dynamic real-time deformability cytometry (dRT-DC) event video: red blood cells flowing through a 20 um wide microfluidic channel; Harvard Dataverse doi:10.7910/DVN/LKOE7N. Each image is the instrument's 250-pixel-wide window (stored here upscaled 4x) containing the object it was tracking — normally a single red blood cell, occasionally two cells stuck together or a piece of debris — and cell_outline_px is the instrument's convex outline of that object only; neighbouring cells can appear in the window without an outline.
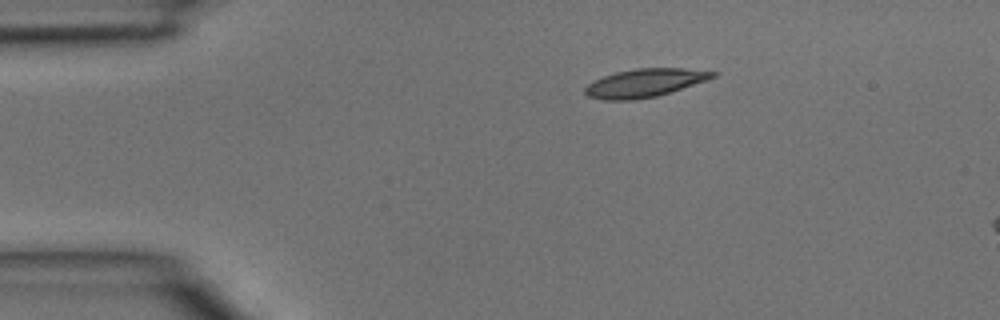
{"species": "common noctule bat (a hibernating species)", "species_latin": "Nyctalus noctula", "temperature_condition": "room temperature", "stored_images_in_passage": 2, "camera_frame_rate_fps": 3000, "um_per_image_px": 0.085, "animal": {"sex": "male", "body_mass_g": 15.6}, "frame": {"image": 1, "passage_image": 2, "time_ms": 0.333, "image_size_px": [1000, 320], "cell_outline_px": [[720, 72], [716, 76], [708, 80], [656, 96], [632, 100], [604, 100], [588, 96], [584, 92], [584, 88], [592, 80], [616, 72], [636, 68], [680, 68]], "centroid_in_image_um": [54.79, 7.04], "position_along_channel_um": 30.2, "area_um2": 20.98}}